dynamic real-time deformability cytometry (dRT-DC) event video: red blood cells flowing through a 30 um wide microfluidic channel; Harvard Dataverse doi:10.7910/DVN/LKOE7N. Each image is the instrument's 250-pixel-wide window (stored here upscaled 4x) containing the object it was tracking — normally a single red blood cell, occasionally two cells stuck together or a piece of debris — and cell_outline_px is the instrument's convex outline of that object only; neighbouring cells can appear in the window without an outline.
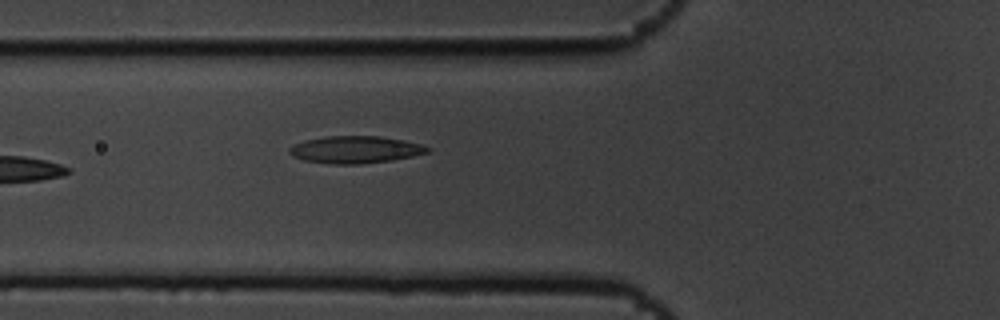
{"species": "common noctule bat (a hibernating species)", "species_latin": "Nyctalus noctula", "temperature_condition": "cold", "stored_images_in_passage": 6, "camera_frame_rate_fps": 3000, "um_per_image_px": 0.085, "animal": {"sex": "male", "body_mass_g": 19.5, "forearm_length_mm": 54.6}, "frame": {"image": 1, "passage_image": 6, "time_ms": 1.667, "image_size_px": [1000, 320], "cell_outline_px": [[432, 148], [428, 152], [412, 156], [392, 160], [356, 164], [332, 164], [304, 160], [292, 156], [288, 152], [288, 148], [292, 144], [304, 140], [324, 136], [380, 136], [404, 140], [420, 144]], "centroid_in_image_um": [30.16, 12.71], "position_along_channel_um": 95.6, "area_um2": 21.96}}